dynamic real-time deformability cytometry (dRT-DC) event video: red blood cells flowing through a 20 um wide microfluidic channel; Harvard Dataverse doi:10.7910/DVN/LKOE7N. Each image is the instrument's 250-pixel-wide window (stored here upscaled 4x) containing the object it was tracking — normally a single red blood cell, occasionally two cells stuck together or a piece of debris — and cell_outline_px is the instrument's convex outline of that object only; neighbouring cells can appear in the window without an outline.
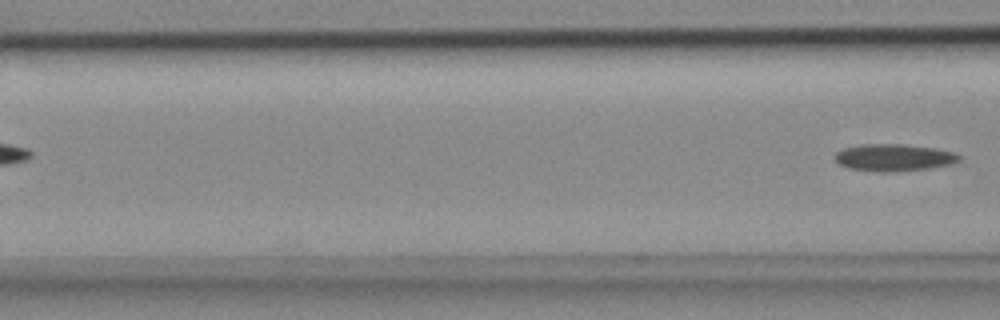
{"species": "common noctule bat (a hibernating species)", "species_latin": "Nyctalus noctula", "temperature_condition": "cold", "stored_images_in_passage": 4, "camera_frame_rate_fps": 3000, "um_per_image_px": 0.085, "animal": {"sex": "female", "body_mass_g": 18.4}, "frame": {"image": 1, "passage_image": 4, "time_ms": 1.0, "image_size_px": [1000, 320], "cell_outline_px": [[960, 160], [952, 164], [928, 168], [892, 172], [880, 172], [848, 168], [840, 164], [832, 156], [836, 152], [844, 148], [864, 144], [900, 144], [936, 148], [956, 152], [960, 156]], "centroid_in_image_um": [75.98, 13.39], "position_along_channel_um": 90.6, "area_um2": 19.65}}